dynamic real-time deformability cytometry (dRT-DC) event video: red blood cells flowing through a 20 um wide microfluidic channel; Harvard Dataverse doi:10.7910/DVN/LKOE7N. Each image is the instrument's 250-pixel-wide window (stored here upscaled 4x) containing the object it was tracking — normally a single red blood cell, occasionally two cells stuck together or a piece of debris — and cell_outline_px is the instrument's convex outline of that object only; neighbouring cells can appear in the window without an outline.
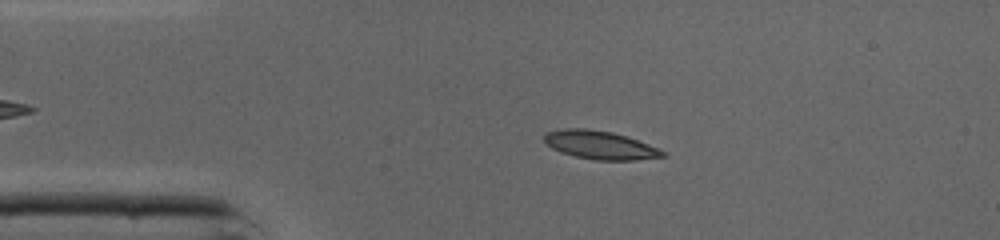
{"species": "common noctule bat (a hibernating species)", "species_latin": "Nyctalus noctula", "temperature_condition": "cold", "stored_images_in_passage": 38, "camera_frame_rate_fps": 3000, "um_per_image_px": 0.085, "animal": {"sex": "male", "body_mass_g": 19.0, "forearm_length_mm": 50.8}, "frame": {"image": 1, "passage_image": 8, "time_ms": 2.333, "image_size_px": [1000, 240], "cell_outline_px": [[668, 156], [636, 160], [596, 160], [576, 156], [560, 152], [552, 148], [544, 140], [544, 132], [564, 128], [584, 128], [612, 132], [660, 148], [668, 152]], "centroid_in_image_um": [51.03, 12.33], "position_along_channel_um": 34.0, "area_um2": 19.59}}
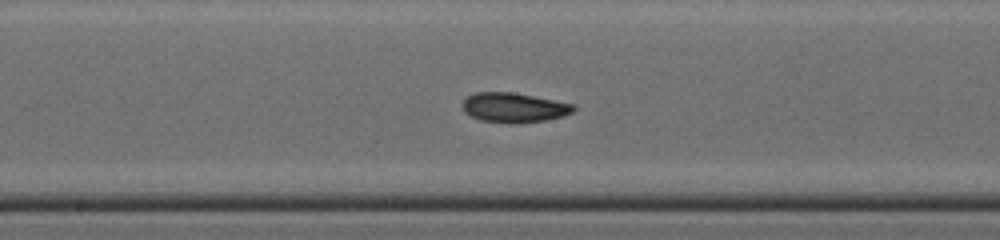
{"frame": {"image": 2, "passage_image": 22, "time_ms": 7.0, "image_size_px": [1000, 240], "cell_outline_px": [[576, 108], [572, 112], [564, 116], [544, 120], [520, 124], [508, 124], [480, 120], [464, 112], [464, 100], [468, 96], [476, 92], [512, 92], [576, 104]], "centroid_in_image_um": [43.72, 9.15], "position_along_channel_um": 204.5, "area_um2": 19.31}}
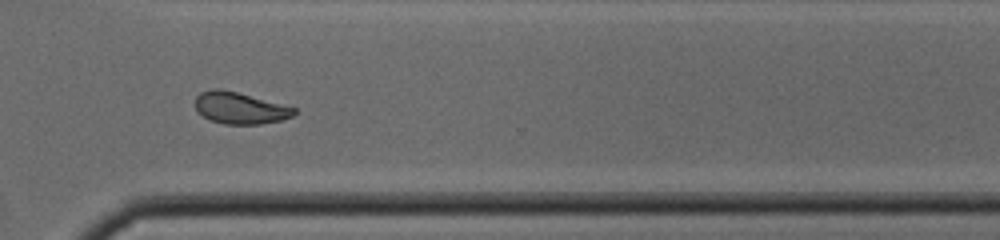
{"frame": {"image": 3, "passage_image": 32, "time_ms": 10.333, "image_size_px": [1000, 240], "cell_outline_px": [[296, 112], [292, 116], [280, 120], [260, 124], [224, 124], [208, 120], [196, 108], [196, 96], [200, 92], [212, 88], [220, 88], [236, 92], [296, 108]], "centroid_in_image_um": [20.36, 9.18], "position_along_channel_um": 350.2, "area_um2": 18.03}, "authors_computed_cell_mechanics": {"area_um2": 18.9006, "velocity_mm_per_s": 4.3548, "shape_relaxation_time_tau1_ms": 4.0334, "shape_relaxation_time_tau2_ms": 1.5478, "deformation_change_tau1": 0.164, "deformation_change_tau2": 0.0635}}